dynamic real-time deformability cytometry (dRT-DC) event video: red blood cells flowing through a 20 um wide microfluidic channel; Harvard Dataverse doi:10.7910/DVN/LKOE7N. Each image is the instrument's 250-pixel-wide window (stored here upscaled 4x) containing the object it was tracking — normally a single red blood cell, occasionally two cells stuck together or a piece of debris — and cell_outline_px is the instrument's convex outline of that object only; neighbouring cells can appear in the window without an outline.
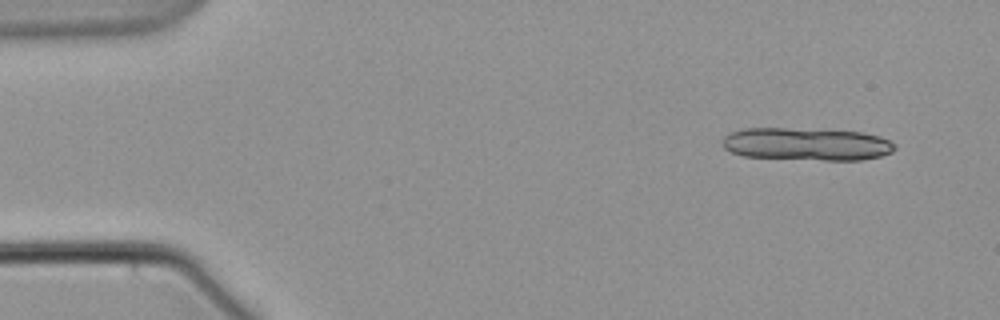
{"species": "common noctule bat (a hibernating species)", "species_latin": "Nyctalus noctula", "temperature_condition": "warm", "stored_images_in_passage": 3, "camera_frame_rate_fps": 3000, "um_per_image_px": 0.085, "animal": {"sex": "male", "body_mass_g": 21.5, "forearm_length_mm": 52.0}, "frame": {"image": 1, "passage_image": 1, "time_ms": 0.0, "image_size_px": [1000, 320], "cell_outline_px": [[896, 148], [892, 152], [880, 156], [860, 160], [824, 160], [744, 156], [732, 152], [724, 148], [720, 140], [728, 132], [740, 128], [784, 128], [860, 132], [880, 136], [896, 144]], "centroid_in_image_um": [68.52, 12.24], "position_along_channel_um": 16.5, "area_um2": 32.89}}